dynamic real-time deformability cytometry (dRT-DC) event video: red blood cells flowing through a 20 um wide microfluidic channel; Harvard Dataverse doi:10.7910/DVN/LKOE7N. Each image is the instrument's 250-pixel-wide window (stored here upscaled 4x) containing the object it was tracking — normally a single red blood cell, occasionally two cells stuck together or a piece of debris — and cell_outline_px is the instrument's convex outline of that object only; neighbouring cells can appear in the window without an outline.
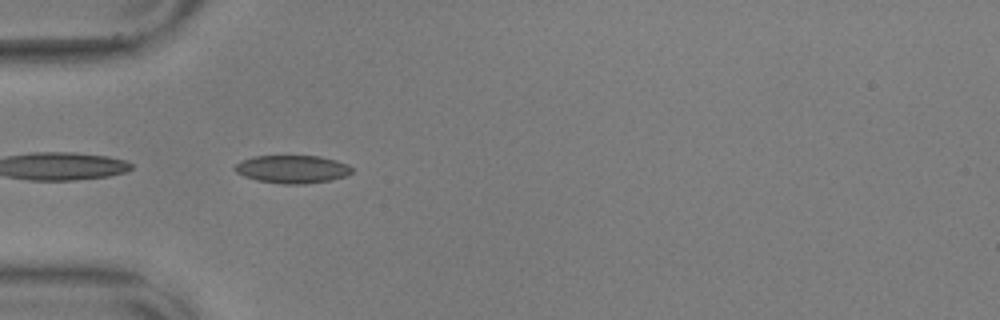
{"species": "common noctule bat (a hibernating species)", "species_latin": "Nyctalus noctula", "temperature_condition": "warm", "stored_images_in_passage": 40, "camera_frame_rate_fps": 3000, "um_per_image_px": 0.085, "animal": {"sex": "male", "body_mass_g": 17.9, "forearm_length_mm": 54.2}, "frame": {"image": 1, "passage_image": 1, "time_ms": 0.0, "image_size_px": [1000, 320], "cell_outline_px": [[352, 172], [344, 176], [328, 180], [304, 184], [284, 184], [256, 180], [244, 176], [236, 172], [232, 168], [240, 160], [252, 156], [320, 156], [336, 160], [348, 164], [352, 168]], "centroid_in_image_um": [24.8, 14.37], "position_along_channel_um": 60.2, "area_um2": 19.07}, "authors_computed_cell_mechanics": {"area_um2": 18.0047, "velocity_mm_per_s": 3.5875, "shape_relaxation_time_tau1_ms": 4.7503, "shape_relaxation_time_tau2_ms": 1.4893, "deformation_change_tau1": 0.1335, "deformation_change_tau2": 0.0553}}